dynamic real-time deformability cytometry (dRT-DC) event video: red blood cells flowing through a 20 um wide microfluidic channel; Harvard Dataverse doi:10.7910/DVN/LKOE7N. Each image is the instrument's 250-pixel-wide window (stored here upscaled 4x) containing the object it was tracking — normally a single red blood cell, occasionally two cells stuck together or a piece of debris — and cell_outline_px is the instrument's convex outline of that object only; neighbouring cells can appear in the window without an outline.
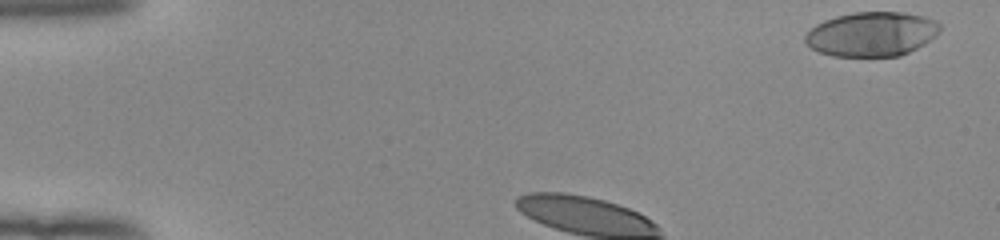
{"species": "human", "species_latin": "Homo sapiens", "temperature_condition": "room temperature", "stored_images_in_passage": 34, "camera_frame_rate_fps": 3000, "um_per_image_px": 0.085, "donor": {"sex": "female"}, "frame": {"image": 1, "passage_image": 1, "time_ms": 0.0, "image_size_px": [1000, 240], "cell_outline_px": [[940, 32], [924, 44], [900, 56], [832, 56], [820, 52], [812, 48], [804, 40], [804, 36], [816, 24], [824, 20], [836, 16], [852, 12], [904, 12], [924, 16], [936, 20], [940, 24]], "centroid_in_image_um": [74.11, 2.89], "position_along_channel_um": 10.9, "area_um2": 34.91}}
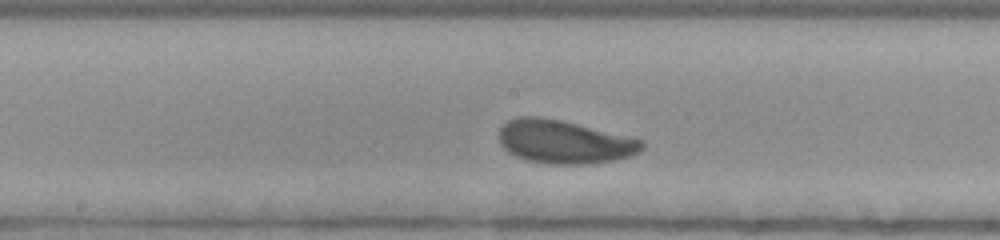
{"frame": {"image": 2, "passage_image": 18, "time_ms": 5.667, "image_size_px": [1000, 240], "cell_outline_px": [[644, 148], [640, 152], [632, 156], [592, 164], [548, 164], [528, 160], [516, 156], [508, 152], [500, 144], [500, 128], [508, 120], [520, 116], [536, 116], [560, 120], [644, 140]], "centroid_in_image_um": [47.97, 12.06], "position_along_channel_um": 200.2, "area_um2": 36.01}}
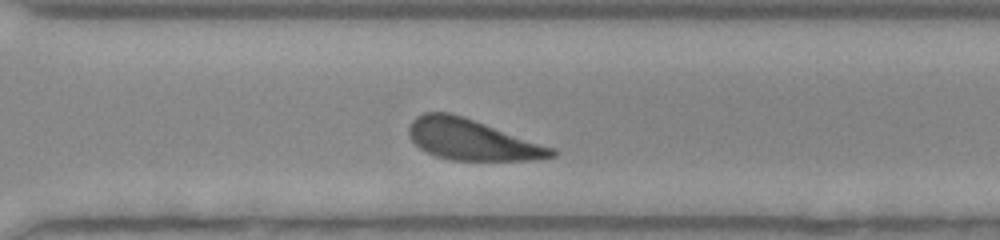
{"frame": {"image": 3, "passage_image": 28, "time_ms": 9.0, "image_size_px": [1000, 240], "cell_outline_px": [[556, 156], [536, 160], [452, 160], [436, 156], [420, 148], [412, 140], [408, 132], [408, 124], [416, 116], [424, 112], [448, 112], [464, 116], [556, 148]], "centroid_in_image_um": [40.13, 11.86], "position_along_channel_um": 330.5, "area_um2": 34.16}, "authors_computed_cell_mechanics": {"area_um2": 35.1713, "velocity_mm_per_s": 3.908, "shape_relaxation_time_tau1_ms": 3.3434, "shape_relaxation_time_tau2_ms": 2.8185, "deformation_change_tau1": 0.1463, "deformation_change_tau2": 0.1029}}